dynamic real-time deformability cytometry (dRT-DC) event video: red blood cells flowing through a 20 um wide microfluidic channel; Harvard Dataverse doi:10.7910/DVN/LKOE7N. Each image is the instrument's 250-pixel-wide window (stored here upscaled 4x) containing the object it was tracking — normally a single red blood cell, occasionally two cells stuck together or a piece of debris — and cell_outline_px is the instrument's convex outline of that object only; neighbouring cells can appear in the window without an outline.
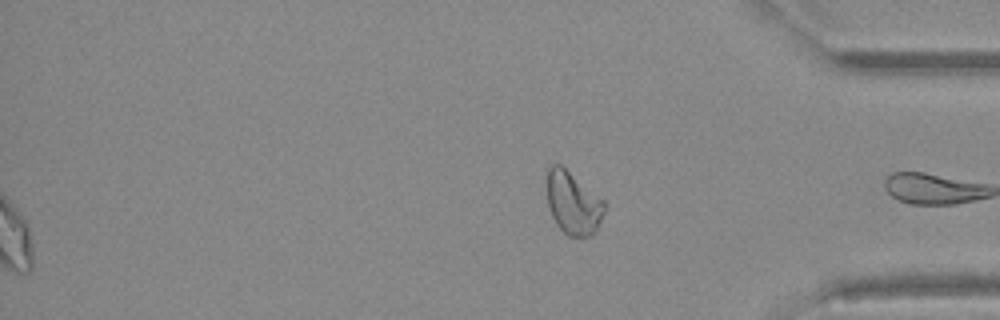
{"species": "Egyptian fruit bat (a non-hibernating species)", "species_latin": "Rousettus aegyptiacus", "temperature_condition": "warm", "stored_images_in_passage": 37, "segment_of_instrument_passage": [2, 2], "camera_frame_rate_fps": 3000, "um_per_image_px": 0.085, "animal": {"sex": "female"}, "frame": {"image": 1, "passage_image": 37, "time_ms": 12.0, "image_size_px": [1000, 320], "cell_outline_px": [[604, 204], [600, 216], [596, 224], [584, 236], [572, 236], [564, 232], [560, 228], [552, 212], [548, 200], [548, 172], [552, 168], [564, 168]], "centroid_in_image_um": [48.65, 17.28], "position_along_channel_um": 386.6, "area_um2": 18.44}}